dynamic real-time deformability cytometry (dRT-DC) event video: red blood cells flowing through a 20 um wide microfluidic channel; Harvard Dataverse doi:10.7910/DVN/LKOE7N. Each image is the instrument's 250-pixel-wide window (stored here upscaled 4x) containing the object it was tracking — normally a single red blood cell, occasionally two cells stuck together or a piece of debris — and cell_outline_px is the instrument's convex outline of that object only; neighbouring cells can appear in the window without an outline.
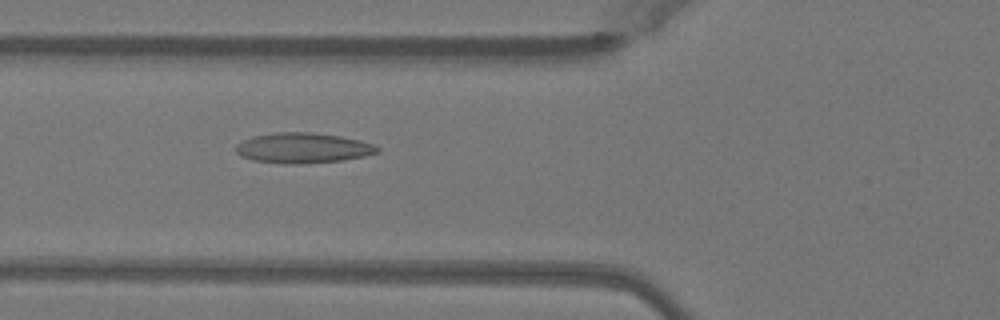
{"species": "Egyptian fruit bat (a non-hibernating species)", "species_latin": "Rousettus aegyptiacus", "temperature_condition": "warm", "stored_images_in_passage": 49, "camera_frame_rate_fps": 3000, "um_per_image_px": 0.085, "animal": {"sex": "female"}, "frame": {"image": 1, "passage_image": 18, "time_ms": 5.667, "image_size_px": [1000, 320], "cell_outline_px": [[380, 152], [364, 156], [340, 160], [304, 164], [284, 164], [252, 160], [240, 156], [236, 152], [236, 144], [252, 136], [276, 132], [312, 132], [340, 136], [360, 140], [372, 144], [380, 148]], "centroid_in_image_um": [25.73, 12.58], "position_along_channel_um": 100.1, "area_um2": 25.09}}
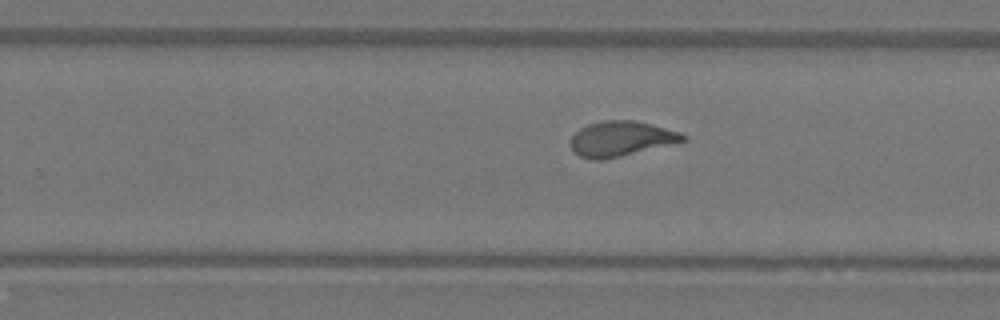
{"frame": {"image": 2, "passage_image": 31, "time_ms": 10.0, "image_size_px": [1000, 320], "cell_outline_px": [[688, 140], [676, 144], [620, 156], [600, 160], [592, 160], [580, 156], [572, 148], [572, 136], [580, 128], [588, 124], [600, 120], [636, 120], [680, 132], [688, 136]], "centroid_in_image_um": [52.85, 11.78], "position_along_channel_um": 276.9, "area_um2": 23.06}}
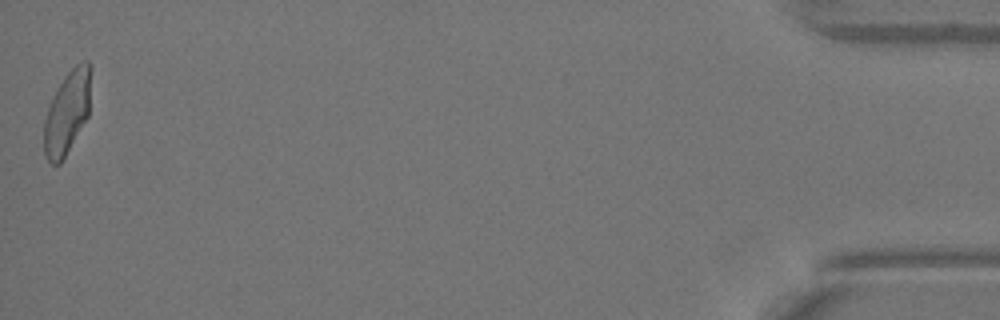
{"frame": {"image": 3, "passage_image": 49, "time_ms": 16.0, "image_size_px": [1000, 320], "cell_outline_px": [[92, 68], [88, 116], [60, 164], [52, 164], [48, 160], [44, 152], [44, 120], [52, 96], [64, 76], [76, 64], [84, 60], [88, 60]], "centroid_in_image_um": [5.72, 9.5], "position_along_channel_um": 429.5, "area_um2": 22.72}, "authors_computed_cell_mechanics": {"area_um2": 23.12, "velocity_mm_per_s": 4.0821, "shape_relaxation_time_tau1_ms": 6.3805, "shape_relaxation_time_tau2_ms": 0.8697, "deformation_change_tau1": 0.2078, "deformation_change_tau2": 0.0765}}